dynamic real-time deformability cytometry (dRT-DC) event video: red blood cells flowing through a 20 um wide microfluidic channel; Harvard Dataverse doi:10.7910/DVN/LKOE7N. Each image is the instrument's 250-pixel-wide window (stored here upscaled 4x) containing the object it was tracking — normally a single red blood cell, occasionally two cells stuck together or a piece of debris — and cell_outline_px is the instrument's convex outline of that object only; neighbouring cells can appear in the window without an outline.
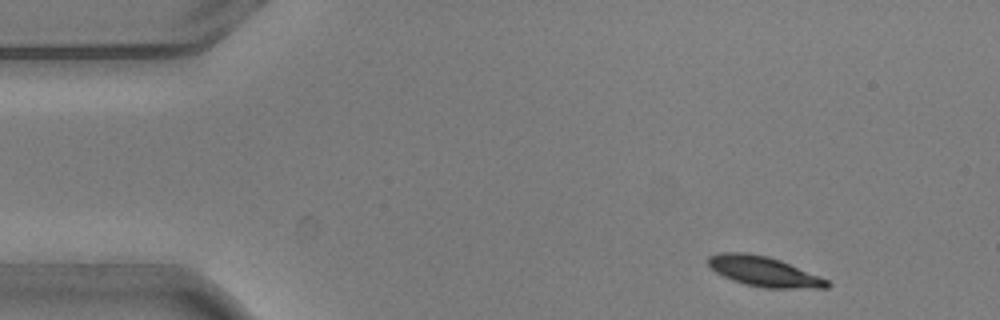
{"species": "common noctule bat (a hibernating species)", "species_latin": "Nyctalus noctula", "temperature_condition": "warm", "stored_images_in_passage": 3, "camera_frame_rate_fps": 3000, "um_per_image_px": 0.085, "animal": {"sex": "male", "body_mass_g": 20.5, "forearm_length_mm": 52.5}, "frame": {"image": 1, "passage_image": 1, "time_ms": 0.0, "image_size_px": [1000, 320], "cell_outline_px": [[832, 284], [828, 288], [764, 288], [744, 284], [732, 280], [716, 272], [708, 264], [708, 256], [720, 252], [744, 252], [768, 256], [780, 260], [820, 276], [828, 280]], "centroid_in_image_um": [64.94, 23.08], "position_along_channel_um": 20.1, "area_um2": 20.81}}